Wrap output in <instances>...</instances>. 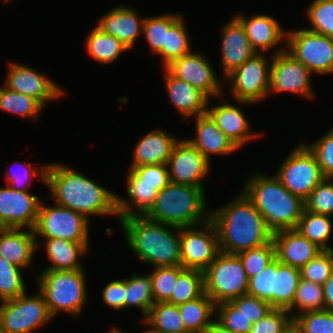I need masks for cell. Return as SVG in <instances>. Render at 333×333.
I'll use <instances>...</instances> for the list:
<instances>
[{
	"label": "cell",
	"mask_w": 333,
	"mask_h": 333,
	"mask_svg": "<svg viewBox=\"0 0 333 333\" xmlns=\"http://www.w3.org/2000/svg\"><path fill=\"white\" fill-rule=\"evenodd\" d=\"M195 118L196 136L186 139L209 162L212 155H230L239 150L228 137L218 128L216 122L206 113Z\"/></svg>",
	"instance_id": "26"
},
{
	"label": "cell",
	"mask_w": 333,
	"mask_h": 333,
	"mask_svg": "<svg viewBox=\"0 0 333 333\" xmlns=\"http://www.w3.org/2000/svg\"><path fill=\"white\" fill-rule=\"evenodd\" d=\"M150 272L154 303L166 302L174 290L178 274L184 269L180 266L154 267Z\"/></svg>",
	"instance_id": "43"
},
{
	"label": "cell",
	"mask_w": 333,
	"mask_h": 333,
	"mask_svg": "<svg viewBox=\"0 0 333 333\" xmlns=\"http://www.w3.org/2000/svg\"><path fill=\"white\" fill-rule=\"evenodd\" d=\"M204 292V273L184 268L178 274L174 290L166 302L180 305L200 297Z\"/></svg>",
	"instance_id": "38"
},
{
	"label": "cell",
	"mask_w": 333,
	"mask_h": 333,
	"mask_svg": "<svg viewBox=\"0 0 333 333\" xmlns=\"http://www.w3.org/2000/svg\"><path fill=\"white\" fill-rule=\"evenodd\" d=\"M144 20L134 8L117 5L105 13L96 26L132 49L142 33Z\"/></svg>",
	"instance_id": "22"
},
{
	"label": "cell",
	"mask_w": 333,
	"mask_h": 333,
	"mask_svg": "<svg viewBox=\"0 0 333 333\" xmlns=\"http://www.w3.org/2000/svg\"><path fill=\"white\" fill-rule=\"evenodd\" d=\"M41 199L30 191H16L9 185L0 187V228L33 230Z\"/></svg>",
	"instance_id": "18"
},
{
	"label": "cell",
	"mask_w": 333,
	"mask_h": 333,
	"mask_svg": "<svg viewBox=\"0 0 333 333\" xmlns=\"http://www.w3.org/2000/svg\"><path fill=\"white\" fill-rule=\"evenodd\" d=\"M183 14L166 13L145 17L142 35H144L149 51L161 57L163 65V46L166 45L167 31Z\"/></svg>",
	"instance_id": "35"
},
{
	"label": "cell",
	"mask_w": 333,
	"mask_h": 333,
	"mask_svg": "<svg viewBox=\"0 0 333 333\" xmlns=\"http://www.w3.org/2000/svg\"><path fill=\"white\" fill-rule=\"evenodd\" d=\"M211 164L187 140H179L167 162L170 181L175 184L205 188Z\"/></svg>",
	"instance_id": "17"
},
{
	"label": "cell",
	"mask_w": 333,
	"mask_h": 333,
	"mask_svg": "<svg viewBox=\"0 0 333 333\" xmlns=\"http://www.w3.org/2000/svg\"><path fill=\"white\" fill-rule=\"evenodd\" d=\"M300 271L301 278L323 286L333 271V250H322Z\"/></svg>",
	"instance_id": "48"
},
{
	"label": "cell",
	"mask_w": 333,
	"mask_h": 333,
	"mask_svg": "<svg viewBox=\"0 0 333 333\" xmlns=\"http://www.w3.org/2000/svg\"><path fill=\"white\" fill-rule=\"evenodd\" d=\"M90 220L82 214L58 204H40L34 227L37 238H61L74 243L89 244Z\"/></svg>",
	"instance_id": "8"
},
{
	"label": "cell",
	"mask_w": 333,
	"mask_h": 333,
	"mask_svg": "<svg viewBox=\"0 0 333 333\" xmlns=\"http://www.w3.org/2000/svg\"><path fill=\"white\" fill-rule=\"evenodd\" d=\"M210 101L213 100L209 99L207 113L216 122L218 128L238 149L242 148V146L251 140L255 138L257 139L263 135V133L260 134L251 131L250 121L245 117L241 110L243 104L249 105L254 103L239 100L235 101L239 105L234 106L225 100V102L213 106Z\"/></svg>",
	"instance_id": "19"
},
{
	"label": "cell",
	"mask_w": 333,
	"mask_h": 333,
	"mask_svg": "<svg viewBox=\"0 0 333 333\" xmlns=\"http://www.w3.org/2000/svg\"><path fill=\"white\" fill-rule=\"evenodd\" d=\"M286 50L313 74H333V38L306 28L286 32Z\"/></svg>",
	"instance_id": "11"
},
{
	"label": "cell",
	"mask_w": 333,
	"mask_h": 333,
	"mask_svg": "<svg viewBox=\"0 0 333 333\" xmlns=\"http://www.w3.org/2000/svg\"><path fill=\"white\" fill-rule=\"evenodd\" d=\"M314 153L324 178H333V127L315 142L307 143Z\"/></svg>",
	"instance_id": "51"
},
{
	"label": "cell",
	"mask_w": 333,
	"mask_h": 333,
	"mask_svg": "<svg viewBox=\"0 0 333 333\" xmlns=\"http://www.w3.org/2000/svg\"><path fill=\"white\" fill-rule=\"evenodd\" d=\"M179 138L161 129L147 132L134 147L131 167L167 164Z\"/></svg>",
	"instance_id": "28"
},
{
	"label": "cell",
	"mask_w": 333,
	"mask_h": 333,
	"mask_svg": "<svg viewBox=\"0 0 333 333\" xmlns=\"http://www.w3.org/2000/svg\"><path fill=\"white\" fill-rule=\"evenodd\" d=\"M154 304L151 274L133 273L131 278H125V310L140 308L145 318Z\"/></svg>",
	"instance_id": "34"
},
{
	"label": "cell",
	"mask_w": 333,
	"mask_h": 333,
	"mask_svg": "<svg viewBox=\"0 0 333 333\" xmlns=\"http://www.w3.org/2000/svg\"><path fill=\"white\" fill-rule=\"evenodd\" d=\"M101 294L105 305L116 311H123L125 309V278L108 282Z\"/></svg>",
	"instance_id": "55"
},
{
	"label": "cell",
	"mask_w": 333,
	"mask_h": 333,
	"mask_svg": "<svg viewBox=\"0 0 333 333\" xmlns=\"http://www.w3.org/2000/svg\"><path fill=\"white\" fill-rule=\"evenodd\" d=\"M237 255L249 279L264 270L267 264L276 257L275 245L272 240L270 243L244 250Z\"/></svg>",
	"instance_id": "45"
},
{
	"label": "cell",
	"mask_w": 333,
	"mask_h": 333,
	"mask_svg": "<svg viewBox=\"0 0 333 333\" xmlns=\"http://www.w3.org/2000/svg\"><path fill=\"white\" fill-rule=\"evenodd\" d=\"M203 333H235L226 327H224L221 323H219L216 319H214L203 331Z\"/></svg>",
	"instance_id": "57"
},
{
	"label": "cell",
	"mask_w": 333,
	"mask_h": 333,
	"mask_svg": "<svg viewBox=\"0 0 333 333\" xmlns=\"http://www.w3.org/2000/svg\"><path fill=\"white\" fill-rule=\"evenodd\" d=\"M165 68L176 78L186 81L200 90L209 99H213V97L222 99L224 96L222 81L217 77L209 59L199 51H192L175 59Z\"/></svg>",
	"instance_id": "15"
},
{
	"label": "cell",
	"mask_w": 333,
	"mask_h": 333,
	"mask_svg": "<svg viewBox=\"0 0 333 333\" xmlns=\"http://www.w3.org/2000/svg\"><path fill=\"white\" fill-rule=\"evenodd\" d=\"M191 42L183 15L167 31L166 45L163 46V68L173 60L192 52Z\"/></svg>",
	"instance_id": "40"
},
{
	"label": "cell",
	"mask_w": 333,
	"mask_h": 333,
	"mask_svg": "<svg viewBox=\"0 0 333 333\" xmlns=\"http://www.w3.org/2000/svg\"><path fill=\"white\" fill-rule=\"evenodd\" d=\"M215 307V303L205 292L196 299L178 305L186 331L203 333L214 320L212 317H215Z\"/></svg>",
	"instance_id": "31"
},
{
	"label": "cell",
	"mask_w": 333,
	"mask_h": 333,
	"mask_svg": "<svg viewBox=\"0 0 333 333\" xmlns=\"http://www.w3.org/2000/svg\"><path fill=\"white\" fill-rule=\"evenodd\" d=\"M205 194L204 188L170 182L158 192L153 205L144 216L178 228L202 224L211 215L206 207Z\"/></svg>",
	"instance_id": "5"
},
{
	"label": "cell",
	"mask_w": 333,
	"mask_h": 333,
	"mask_svg": "<svg viewBox=\"0 0 333 333\" xmlns=\"http://www.w3.org/2000/svg\"><path fill=\"white\" fill-rule=\"evenodd\" d=\"M54 203L90 216H115L116 194L100 183L60 163H49L46 185Z\"/></svg>",
	"instance_id": "1"
},
{
	"label": "cell",
	"mask_w": 333,
	"mask_h": 333,
	"mask_svg": "<svg viewBox=\"0 0 333 333\" xmlns=\"http://www.w3.org/2000/svg\"><path fill=\"white\" fill-rule=\"evenodd\" d=\"M331 218V216L309 212L304 208L294 229L322 250H333V247L328 245V241L333 236Z\"/></svg>",
	"instance_id": "32"
},
{
	"label": "cell",
	"mask_w": 333,
	"mask_h": 333,
	"mask_svg": "<svg viewBox=\"0 0 333 333\" xmlns=\"http://www.w3.org/2000/svg\"><path fill=\"white\" fill-rule=\"evenodd\" d=\"M301 271L274 258V292L272 307L288 309L294 302Z\"/></svg>",
	"instance_id": "30"
},
{
	"label": "cell",
	"mask_w": 333,
	"mask_h": 333,
	"mask_svg": "<svg viewBox=\"0 0 333 333\" xmlns=\"http://www.w3.org/2000/svg\"><path fill=\"white\" fill-rule=\"evenodd\" d=\"M43 295L24 293L0 303V328L5 333H32L51 321Z\"/></svg>",
	"instance_id": "10"
},
{
	"label": "cell",
	"mask_w": 333,
	"mask_h": 333,
	"mask_svg": "<svg viewBox=\"0 0 333 333\" xmlns=\"http://www.w3.org/2000/svg\"><path fill=\"white\" fill-rule=\"evenodd\" d=\"M143 320L159 333H188L178 305L167 302L155 303Z\"/></svg>",
	"instance_id": "36"
},
{
	"label": "cell",
	"mask_w": 333,
	"mask_h": 333,
	"mask_svg": "<svg viewBox=\"0 0 333 333\" xmlns=\"http://www.w3.org/2000/svg\"><path fill=\"white\" fill-rule=\"evenodd\" d=\"M325 310L333 312V271L323 285Z\"/></svg>",
	"instance_id": "56"
},
{
	"label": "cell",
	"mask_w": 333,
	"mask_h": 333,
	"mask_svg": "<svg viewBox=\"0 0 333 333\" xmlns=\"http://www.w3.org/2000/svg\"><path fill=\"white\" fill-rule=\"evenodd\" d=\"M219 252L218 233L211 219L199 225L180 228V257L183 268L204 272Z\"/></svg>",
	"instance_id": "14"
},
{
	"label": "cell",
	"mask_w": 333,
	"mask_h": 333,
	"mask_svg": "<svg viewBox=\"0 0 333 333\" xmlns=\"http://www.w3.org/2000/svg\"><path fill=\"white\" fill-rule=\"evenodd\" d=\"M287 310L292 318L306 312L325 310L323 286L300 278L294 302Z\"/></svg>",
	"instance_id": "39"
},
{
	"label": "cell",
	"mask_w": 333,
	"mask_h": 333,
	"mask_svg": "<svg viewBox=\"0 0 333 333\" xmlns=\"http://www.w3.org/2000/svg\"><path fill=\"white\" fill-rule=\"evenodd\" d=\"M223 206L210 210L221 252L237 254L273 240L265 219L243 191Z\"/></svg>",
	"instance_id": "2"
},
{
	"label": "cell",
	"mask_w": 333,
	"mask_h": 333,
	"mask_svg": "<svg viewBox=\"0 0 333 333\" xmlns=\"http://www.w3.org/2000/svg\"><path fill=\"white\" fill-rule=\"evenodd\" d=\"M85 46L94 60L105 65L116 61L122 52L130 50L118 38L104 33L97 26L88 33Z\"/></svg>",
	"instance_id": "33"
},
{
	"label": "cell",
	"mask_w": 333,
	"mask_h": 333,
	"mask_svg": "<svg viewBox=\"0 0 333 333\" xmlns=\"http://www.w3.org/2000/svg\"><path fill=\"white\" fill-rule=\"evenodd\" d=\"M164 84L168 99L184 119L207 113L209 98L188 82L173 76L164 68Z\"/></svg>",
	"instance_id": "23"
},
{
	"label": "cell",
	"mask_w": 333,
	"mask_h": 333,
	"mask_svg": "<svg viewBox=\"0 0 333 333\" xmlns=\"http://www.w3.org/2000/svg\"><path fill=\"white\" fill-rule=\"evenodd\" d=\"M142 322H143V325L148 326L150 329H148L146 331H142L141 333H159L157 330H155L154 328L149 326L144 320H142Z\"/></svg>",
	"instance_id": "58"
},
{
	"label": "cell",
	"mask_w": 333,
	"mask_h": 333,
	"mask_svg": "<svg viewBox=\"0 0 333 333\" xmlns=\"http://www.w3.org/2000/svg\"><path fill=\"white\" fill-rule=\"evenodd\" d=\"M215 313V319L227 329L235 333L250 332L252 323L230 302L217 304L215 307Z\"/></svg>",
	"instance_id": "50"
},
{
	"label": "cell",
	"mask_w": 333,
	"mask_h": 333,
	"mask_svg": "<svg viewBox=\"0 0 333 333\" xmlns=\"http://www.w3.org/2000/svg\"><path fill=\"white\" fill-rule=\"evenodd\" d=\"M297 333H333V312L319 310L299 314L293 318Z\"/></svg>",
	"instance_id": "44"
},
{
	"label": "cell",
	"mask_w": 333,
	"mask_h": 333,
	"mask_svg": "<svg viewBox=\"0 0 333 333\" xmlns=\"http://www.w3.org/2000/svg\"><path fill=\"white\" fill-rule=\"evenodd\" d=\"M107 333H124L121 329L113 326L111 330H109Z\"/></svg>",
	"instance_id": "59"
},
{
	"label": "cell",
	"mask_w": 333,
	"mask_h": 333,
	"mask_svg": "<svg viewBox=\"0 0 333 333\" xmlns=\"http://www.w3.org/2000/svg\"><path fill=\"white\" fill-rule=\"evenodd\" d=\"M204 273V291L215 305L247 294L248 278L237 254L219 252Z\"/></svg>",
	"instance_id": "7"
},
{
	"label": "cell",
	"mask_w": 333,
	"mask_h": 333,
	"mask_svg": "<svg viewBox=\"0 0 333 333\" xmlns=\"http://www.w3.org/2000/svg\"><path fill=\"white\" fill-rule=\"evenodd\" d=\"M305 15L311 26L306 29L333 38V0H313Z\"/></svg>",
	"instance_id": "42"
},
{
	"label": "cell",
	"mask_w": 333,
	"mask_h": 333,
	"mask_svg": "<svg viewBox=\"0 0 333 333\" xmlns=\"http://www.w3.org/2000/svg\"><path fill=\"white\" fill-rule=\"evenodd\" d=\"M4 86L8 89L31 96L44 107L51 100H56L65 94L53 79L21 63L10 62L7 68Z\"/></svg>",
	"instance_id": "16"
},
{
	"label": "cell",
	"mask_w": 333,
	"mask_h": 333,
	"mask_svg": "<svg viewBox=\"0 0 333 333\" xmlns=\"http://www.w3.org/2000/svg\"><path fill=\"white\" fill-rule=\"evenodd\" d=\"M221 60L223 78H226L257 52L252 48L241 22L233 16L221 29Z\"/></svg>",
	"instance_id": "20"
},
{
	"label": "cell",
	"mask_w": 333,
	"mask_h": 333,
	"mask_svg": "<svg viewBox=\"0 0 333 333\" xmlns=\"http://www.w3.org/2000/svg\"><path fill=\"white\" fill-rule=\"evenodd\" d=\"M289 333H297L294 329H292Z\"/></svg>",
	"instance_id": "60"
},
{
	"label": "cell",
	"mask_w": 333,
	"mask_h": 333,
	"mask_svg": "<svg viewBox=\"0 0 333 333\" xmlns=\"http://www.w3.org/2000/svg\"><path fill=\"white\" fill-rule=\"evenodd\" d=\"M44 106L31 96L0 87V110L37 121Z\"/></svg>",
	"instance_id": "37"
},
{
	"label": "cell",
	"mask_w": 333,
	"mask_h": 333,
	"mask_svg": "<svg viewBox=\"0 0 333 333\" xmlns=\"http://www.w3.org/2000/svg\"><path fill=\"white\" fill-rule=\"evenodd\" d=\"M311 74L312 72L289 53L286 47L275 48L270 67L269 96L289 92L304 96L308 100L315 99Z\"/></svg>",
	"instance_id": "13"
},
{
	"label": "cell",
	"mask_w": 333,
	"mask_h": 333,
	"mask_svg": "<svg viewBox=\"0 0 333 333\" xmlns=\"http://www.w3.org/2000/svg\"><path fill=\"white\" fill-rule=\"evenodd\" d=\"M234 16L243 25L249 42L257 53L269 52L282 42L286 45V30L279 20L265 14L253 15L251 18L243 13Z\"/></svg>",
	"instance_id": "21"
},
{
	"label": "cell",
	"mask_w": 333,
	"mask_h": 333,
	"mask_svg": "<svg viewBox=\"0 0 333 333\" xmlns=\"http://www.w3.org/2000/svg\"><path fill=\"white\" fill-rule=\"evenodd\" d=\"M274 292V259L264 270L248 279L247 294L268 302L272 306Z\"/></svg>",
	"instance_id": "52"
},
{
	"label": "cell",
	"mask_w": 333,
	"mask_h": 333,
	"mask_svg": "<svg viewBox=\"0 0 333 333\" xmlns=\"http://www.w3.org/2000/svg\"><path fill=\"white\" fill-rule=\"evenodd\" d=\"M273 242L278 261L299 270L322 251L315 243L301 236L295 229L274 234Z\"/></svg>",
	"instance_id": "25"
},
{
	"label": "cell",
	"mask_w": 333,
	"mask_h": 333,
	"mask_svg": "<svg viewBox=\"0 0 333 333\" xmlns=\"http://www.w3.org/2000/svg\"><path fill=\"white\" fill-rule=\"evenodd\" d=\"M19 165L20 162H14V164H11V167H7L8 171L6 172V182L7 185L12 187L16 191H29L28 188L30 187L32 181L38 178L41 182H43L44 185H46V171L48 164L43 165L40 169L33 168L31 163H21L20 166H23L21 169L18 170H11L13 168V165ZM23 171V172H22Z\"/></svg>",
	"instance_id": "47"
},
{
	"label": "cell",
	"mask_w": 333,
	"mask_h": 333,
	"mask_svg": "<svg viewBox=\"0 0 333 333\" xmlns=\"http://www.w3.org/2000/svg\"><path fill=\"white\" fill-rule=\"evenodd\" d=\"M51 316L65 312L79 317L88 301L86 274L82 270H43L36 278Z\"/></svg>",
	"instance_id": "6"
},
{
	"label": "cell",
	"mask_w": 333,
	"mask_h": 333,
	"mask_svg": "<svg viewBox=\"0 0 333 333\" xmlns=\"http://www.w3.org/2000/svg\"><path fill=\"white\" fill-rule=\"evenodd\" d=\"M243 186V192L265 219L272 235L294 229L305 208L304 201L293 195L275 175L254 173Z\"/></svg>",
	"instance_id": "4"
},
{
	"label": "cell",
	"mask_w": 333,
	"mask_h": 333,
	"mask_svg": "<svg viewBox=\"0 0 333 333\" xmlns=\"http://www.w3.org/2000/svg\"><path fill=\"white\" fill-rule=\"evenodd\" d=\"M37 242L34 230L25 228H0V257L27 269L34 260Z\"/></svg>",
	"instance_id": "24"
},
{
	"label": "cell",
	"mask_w": 333,
	"mask_h": 333,
	"mask_svg": "<svg viewBox=\"0 0 333 333\" xmlns=\"http://www.w3.org/2000/svg\"><path fill=\"white\" fill-rule=\"evenodd\" d=\"M274 175L284 187L303 201L324 179L314 153L304 142L290 152Z\"/></svg>",
	"instance_id": "9"
},
{
	"label": "cell",
	"mask_w": 333,
	"mask_h": 333,
	"mask_svg": "<svg viewBox=\"0 0 333 333\" xmlns=\"http://www.w3.org/2000/svg\"><path fill=\"white\" fill-rule=\"evenodd\" d=\"M37 244L45 246L46 255L51 264L43 270H82L81 259L88 254L89 244L74 243L61 238H43ZM81 258V259H80Z\"/></svg>",
	"instance_id": "29"
},
{
	"label": "cell",
	"mask_w": 333,
	"mask_h": 333,
	"mask_svg": "<svg viewBox=\"0 0 333 333\" xmlns=\"http://www.w3.org/2000/svg\"><path fill=\"white\" fill-rule=\"evenodd\" d=\"M129 249L154 267L180 266V228L152 221L144 215L118 220Z\"/></svg>",
	"instance_id": "3"
},
{
	"label": "cell",
	"mask_w": 333,
	"mask_h": 333,
	"mask_svg": "<svg viewBox=\"0 0 333 333\" xmlns=\"http://www.w3.org/2000/svg\"><path fill=\"white\" fill-rule=\"evenodd\" d=\"M22 268L0 257V302L14 299L26 293Z\"/></svg>",
	"instance_id": "41"
},
{
	"label": "cell",
	"mask_w": 333,
	"mask_h": 333,
	"mask_svg": "<svg viewBox=\"0 0 333 333\" xmlns=\"http://www.w3.org/2000/svg\"><path fill=\"white\" fill-rule=\"evenodd\" d=\"M129 172L140 182L149 184H169L167 164L141 165L129 168Z\"/></svg>",
	"instance_id": "54"
},
{
	"label": "cell",
	"mask_w": 333,
	"mask_h": 333,
	"mask_svg": "<svg viewBox=\"0 0 333 333\" xmlns=\"http://www.w3.org/2000/svg\"><path fill=\"white\" fill-rule=\"evenodd\" d=\"M309 212L333 216V178H324L304 201Z\"/></svg>",
	"instance_id": "46"
},
{
	"label": "cell",
	"mask_w": 333,
	"mask_h": 333,
	"mask_svg": "<svg viewBox=\"0 0 333 333\" xmlns=\"http://www.w3.org/2000/svg\"><path fill=\"white\" fill-rule=\"evenodd\" d=\"M270 58L264 53H256L225 78L231 84L232 100L255 104L268 98L272 55Z\"/></svg>",
	"instance_id": "12"
},
{
	"label": "cell",
	"mask_w": 333,
	"mask_h": 333,
	"mask_svg": "<svg viewBox=\"0 0 333 333\" xmlns=\"http://www.w3.org/2000/svg\"><path fill=\"white\" fill-rule=\"evenodd\" d=\"M230 303L247 317L252 324L264 318L273 309L268 302L249 294L232 299Z\"/></svg>",
	"instance_id": "53"
},
{
	"label": "cell",
	"mask_w": 333,
	"mask_h": 333,
	"mask_svg": "<svg viewBox=\"0 0 333 333\" xmlns=\"http://www.w3.org/2000/svg\"><path fill=\"white\" fill-rule=\"evenodd\" d=\"M125 176L128 198L116 193L118 220L128 216L144 215L153 205L158 192L168 185L140 183L129 171Z\"/></svg>",
	"instance_id": "27"
},
{
	"label": "cell",
	"mask_w": 333,
	"mask_h": 333,
	"mask_svg": "<svg viewBox=\"0 0 333 333\" xmlns=\"http://www.w3.org/2000/svg\"><path fill=\"white\" fill-rule=\"evenodd\" d=\"M287 309L273 308L264 318L252 324L249 333H289L293 318Z\"/></svg>",
	"instance_id": "49"
}]
</instances>
